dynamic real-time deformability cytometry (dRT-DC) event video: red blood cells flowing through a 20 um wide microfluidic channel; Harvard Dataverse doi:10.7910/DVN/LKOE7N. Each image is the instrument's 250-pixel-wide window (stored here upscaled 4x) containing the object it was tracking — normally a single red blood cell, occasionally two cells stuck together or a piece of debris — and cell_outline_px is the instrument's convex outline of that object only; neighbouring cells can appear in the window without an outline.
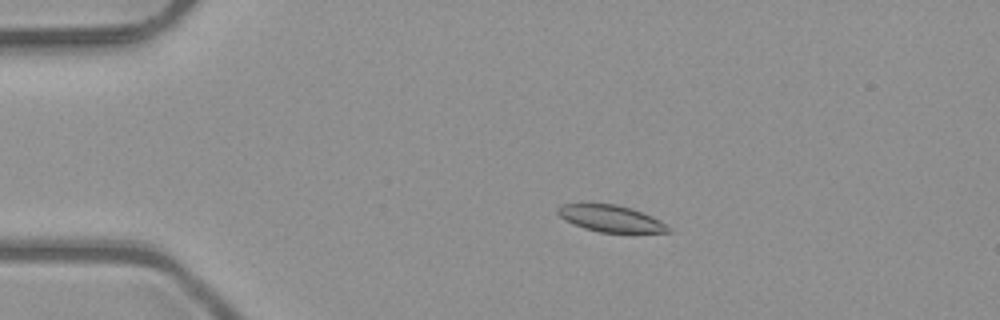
{"species": "common noctule bat (a hibernating species)", "species_latin": "Nyctalus noctula", "temperature_condition": "room temperature", "stored_images_in_passage": 6, "camera_frame_rate_fps": 3000, "um_per_image_px": 0.085, "animal": {"sex": "male", "body_mass_g": 23.1, "forearm_length_mm": 52.7}, "frame": {"image": 1, "passage_image": 3, "time_ms": 0.667, "image_size_px": [1000, 320], "cell_outline_px": [[672, 232], [600, 232], [584, 228], [560, 216], [556, 212], [556, 208], [560, 204], [616, 204], [632, 208], [652, 216], [660, 220], [672, 228]], "centroid_in_image_um": [51.95, 18.57], "position_along_channel_um": 33.0, "area_um2": 16.99}}
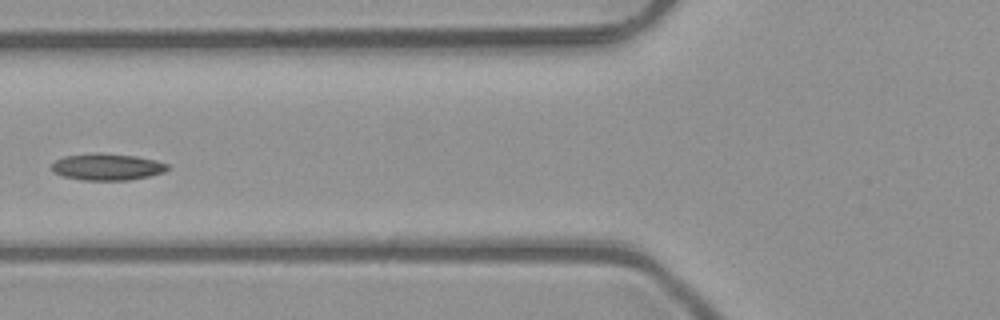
{"frame": {"image": 2, "passage_image": 5, "time_ms": 1.333, "image_size_px": [1000, 320], "cell_outline_px": [[168, 168], [164, 172], [148, 176], [128, 180], [80, 180], [64, 176], [52, 172], [52, 164], [56, 160], [64, 156], [136, 156], [156, 160], [168, 164]], "centroid_in_image_um": [9.13, 14.24], "position_along_channel_um": 116.7, "area_um2": 16.99}}
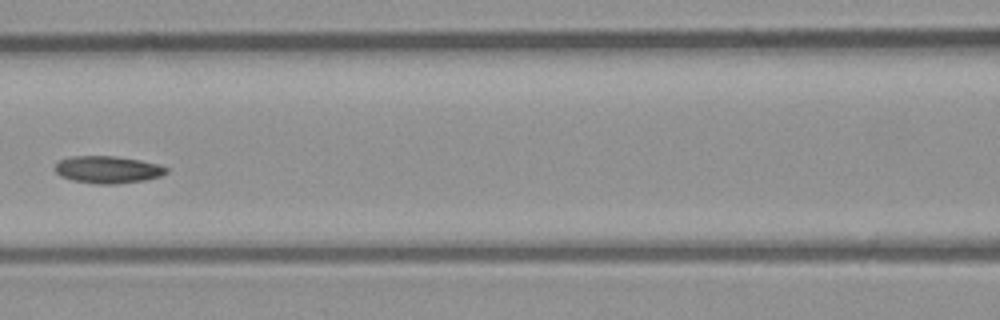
{"frame": {"image": 3, "passage_image": 6, "time_ms": 1.667, "image_size_px": [1000, 320], "cell_outline_px": [[168, 172], [160, 176], [144, 180], [116, 184], [96, 184], [72, 180], [60, 176], [56, 172], [56, 164], [60, 160], [72, 156], [112, 156], [140, 160], [160, 164], [168, 168]], "centroid_in_image_um": [9.18, 14.42], "position_along_channel_um": 157.4, "area_um2": 17.63}}